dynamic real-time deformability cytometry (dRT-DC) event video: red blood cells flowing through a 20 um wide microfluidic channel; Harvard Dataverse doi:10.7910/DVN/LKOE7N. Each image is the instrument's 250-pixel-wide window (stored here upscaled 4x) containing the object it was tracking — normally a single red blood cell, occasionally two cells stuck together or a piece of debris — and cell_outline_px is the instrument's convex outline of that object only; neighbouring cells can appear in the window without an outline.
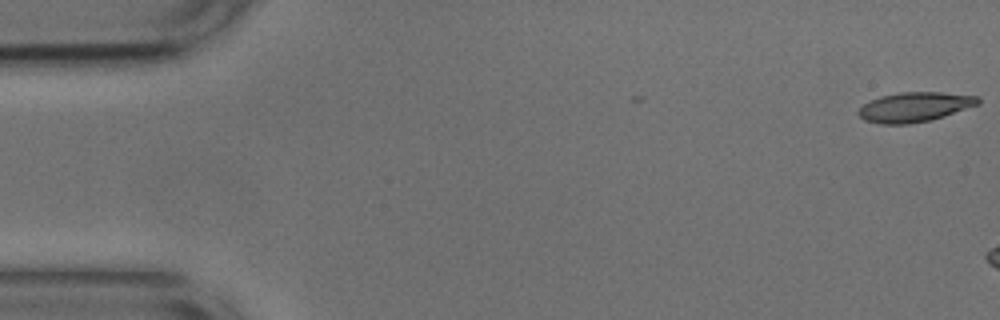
{"species": "common noctule bat (a hibernating species)", "species_latin": "Nyctalus noctula", "temperature_condition": "cold", "stored_images_in_passage": 3, "camera_frame_rate_fps": 3000, "um_per_image_px": 0.085, "animal": {"sex": "male", "body_mass_g": 17.9, "forearm_length_mm": 54.2}, "frame": {"image": 1, "passage_image": 3, "time_ms": 0.667, "image_size_px": [1000, 320], "cell_outline_px": [[980, 104], [944, 116], [928, 120], [908, 124], [880, 124], [864, 120], [856, 112], [864, 104], [880, 96], [900, 92], [940, 92], [980, 96]], "centroid_in_image_um": [77.76, 9.09], "position_along_channel_um": 7.2, "area_um2": 20.63}}